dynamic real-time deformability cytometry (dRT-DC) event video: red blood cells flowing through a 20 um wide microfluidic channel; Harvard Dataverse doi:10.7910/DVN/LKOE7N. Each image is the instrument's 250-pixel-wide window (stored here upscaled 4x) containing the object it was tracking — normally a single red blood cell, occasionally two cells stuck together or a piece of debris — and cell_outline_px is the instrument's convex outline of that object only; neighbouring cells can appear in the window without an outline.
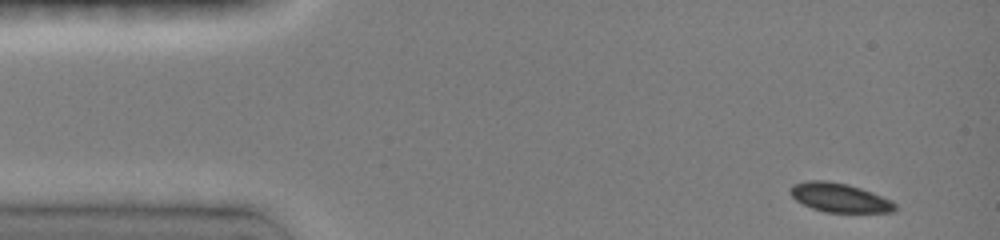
{"species": "common noctule bat (a hibernating species)", "species_latin": "Nyctalus noctula", "temperature_condition": "room temperature", "stored_images_in_passage": 7, "camera_frame_rate_fps": 3000, "um_per_image_px": 0.085, "animal": {"sex": "female", "body_mass_g": 19.0, "forearm_length_mm": 51.5}, "frame": {"image": 1, "passage_image": 1, "time_ms": 0.0, "image_size_px": [1000, 240], "cell_outline_px": [[896, 212], [824, 212], [812, 208], [796, 200], [788, 192], [788, 188], [792, 184], [808, 180], [824, 180], [848, 184], [872, 192], [892, 200], [896, 204]], "centroid_in_image_um": [71.34, 16.79], "position_along_channel_um": 13.7, "area_um2": 17.86}}
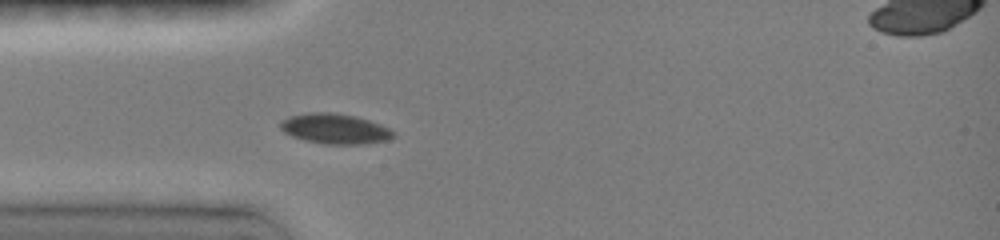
{"frame": {"image": 2, "passage_image": 7, "time_ms": 3.333, "image_size_px": [1000, 240], "cell_outline_px": [[396, 136], [388, 140], [360, 144], [324, 144], [304, 140], [292, 136], [284, 132], [280, 128], [280, 120], [288, 116], [308, 112], [332, 112], [356, 116], [380, 124], [396, 132]], "centroid_in_image_um": [28.46, 10.94], "position_along_channel_um": 56.5, "area_um2": 20.06}}